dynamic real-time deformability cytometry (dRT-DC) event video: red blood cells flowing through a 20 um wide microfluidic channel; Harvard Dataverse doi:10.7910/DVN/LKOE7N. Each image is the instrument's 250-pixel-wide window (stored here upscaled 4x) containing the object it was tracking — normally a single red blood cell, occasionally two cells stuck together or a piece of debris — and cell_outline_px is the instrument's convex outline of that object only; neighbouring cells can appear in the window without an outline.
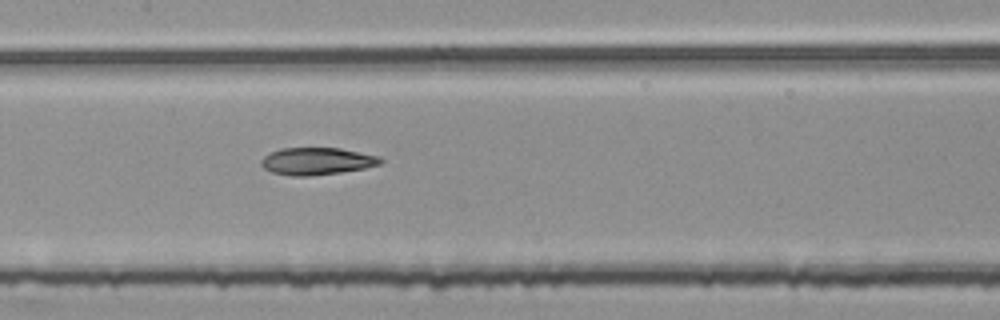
{"species": "common noctule bat (a hibernating species)", "species_latin": "Nyctalus noctula", "temperature_condition": "room temperature", "stored_images_in_passage": 47, "segment_of_instrument_passage": [2, 2], "camera_frame_rate_fps": 3000, "um_per_image_px": 0.085, "animal": {"sex": "female", "body_mass_g": 25.1}, "frame": {"image": 1, "passage_image": 19, "time_ms": 6.0, "image_size_px": [1000, 320], "cell_outline_px": [[384, 160], [380, 164], [364, 168], [340, 172], [308, 176], [292, 176], [272, 172], [264, 168], [260, 164], [260, 160], [264, 156], [272, 152], [284, 148], [340, 148], [376, 156]], "centroid_in_image_um": [26.9, 13.7], "position_along_channel_um": 180.5, "area_um2": 18.67}}
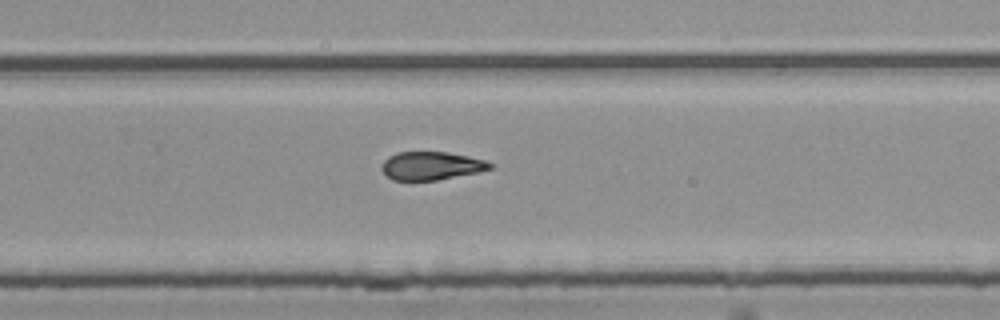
{"frame": {"image": 2, "passage_image": 28, "time_ms": 9.0, "image_size_px": [1000, 320], "cell_outline_px": [[492, 168], [480, 172], [436, 180], [392, 180], [380, 168], [384, 160], [388, 156], [396, 152], [448, 152], [468, 156], [484, 160], [492, 164]], "centroid_in_image_um": [36.64, 14.09], "position_along_channel_um": 293.2, "area_um2": 17.8}}
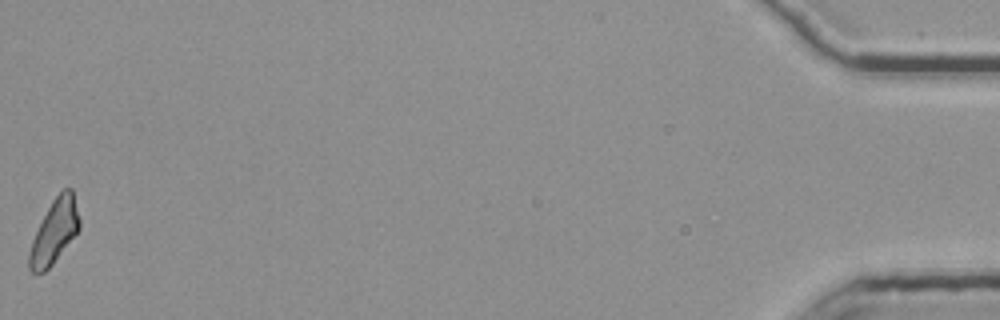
{"frame": {"image": 3, "passage_image": 47, "time_ms": 15.333, "image_size_px": [1000, 320], "cell_outline_px": [[80, 228], [52, 264], [44, 272], [32, 272], [28, 268], [28, 256], [32, 240], [52, 200], [64, 188], [72, 188], [80, 220]], "centroid_in_image_um": [4.62, 19.68], "position_along_channel_um": 430.6, "area_um2": 18.21}}